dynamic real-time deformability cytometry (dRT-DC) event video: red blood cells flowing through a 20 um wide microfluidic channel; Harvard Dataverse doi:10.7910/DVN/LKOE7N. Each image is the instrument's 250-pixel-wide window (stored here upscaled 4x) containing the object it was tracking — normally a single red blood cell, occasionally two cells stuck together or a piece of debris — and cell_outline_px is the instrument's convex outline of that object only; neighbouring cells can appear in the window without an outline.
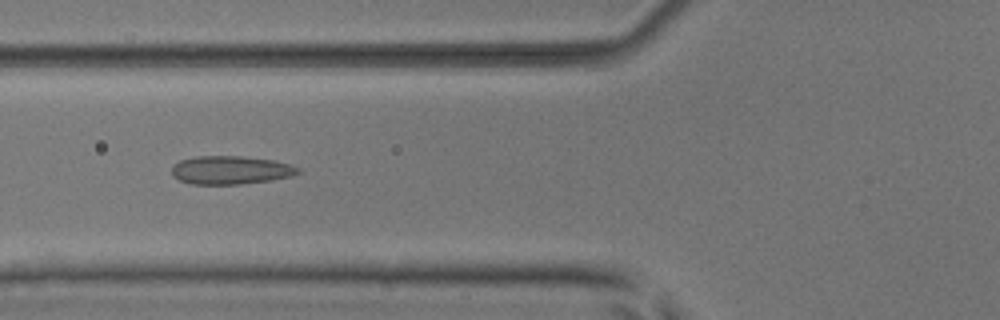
{"species": "common noctule bat (a hibernating species)", "species_latin": "Nyctalus noctula", "temperature_condition": "room temperature", "stored_images_in_passage": 50, "camera_frame_rate_fps": 3000, "um_per_image_px": 0.085, "animal": {"sex": "male", "body_mass_g": 17.9, "forearm_length_mm": 54.2}, "frame": {"image": 1, "passage_image": 21, "time_ms": 6.667, "image_size_px": [1000, 320], "cell_outline_px": [[300, 172], [288, 176], [272, 180], [240, 184], [192, 184], [180, 180], [172, 176], [172, 168], [180, 160], [196, 156], [240, 156], [272, 160], [288, 164], [300, 168]], "centroid_in_image_um": [19.58, 14.46], "position_along_channel_um": 106.2, "area_um2": 20.63}}
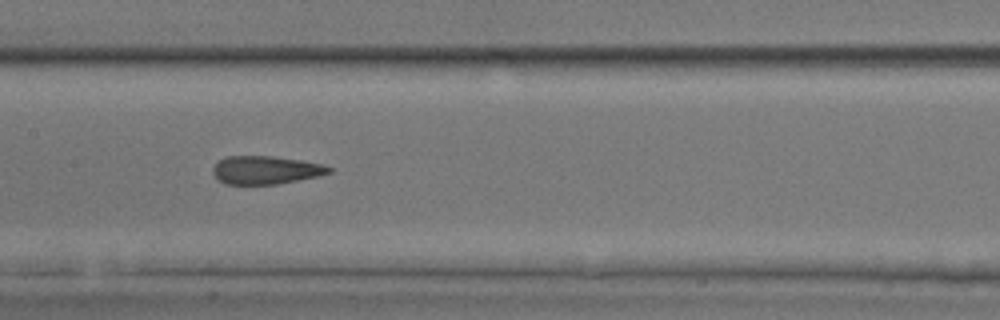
{"frame": {"image": 2, "passage_image": 27, "time_ms": 8.667, "image_size_px": [1000, 320], "cell_outline_px": [[332, 172], [316, 176], [276, 184], [224, 184], [212, 172], [212, 168], [220, 160], [228, 156], [272, 156], [300, 160], [324, 164], [332, 168]], "centroid_in_image_um": [22.59, 14.45], "position_along_channel_um": 184.8, "area_um2": 18.84}}
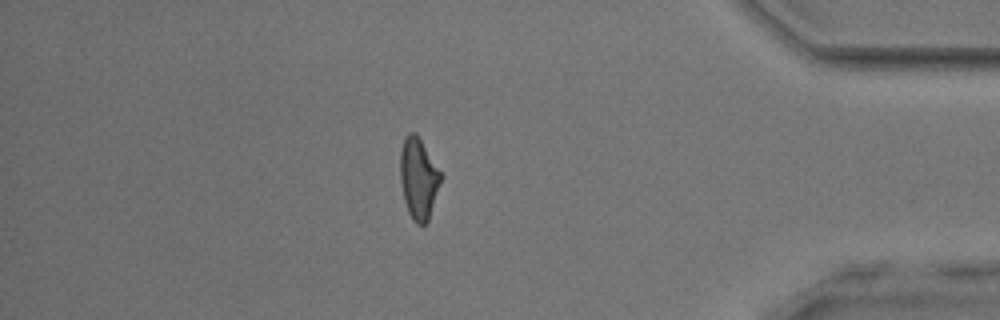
{"frame": {"image": 3, "passage_image": 46, "time_ms": 15.0, "image_size_px": [1000, 320], "cell_outline_px": [[440, 180], [428, 220], [424, 224], [416, 224], [412, 220], [408, 212], [404, 200], [400, 180], [400, 152], [404, 136], [408, 132], [416, 132], [440, 172]], "centroid_in_image_um": [35.52, 15.14], "position_along_channel_um": 399.7, "area_um2": 18.79}, "authors_computed_cell_mechanics": {"area_um2": 20.0855, "velocity_mm_per_s": 3.9342, "shape_relaxation_time_tau1_ms": null, "shape_relaxation_time_tau2_ms": 1.8234, "deformation_change_tau1": null, "deformation_change_tau2": 0.0993}}